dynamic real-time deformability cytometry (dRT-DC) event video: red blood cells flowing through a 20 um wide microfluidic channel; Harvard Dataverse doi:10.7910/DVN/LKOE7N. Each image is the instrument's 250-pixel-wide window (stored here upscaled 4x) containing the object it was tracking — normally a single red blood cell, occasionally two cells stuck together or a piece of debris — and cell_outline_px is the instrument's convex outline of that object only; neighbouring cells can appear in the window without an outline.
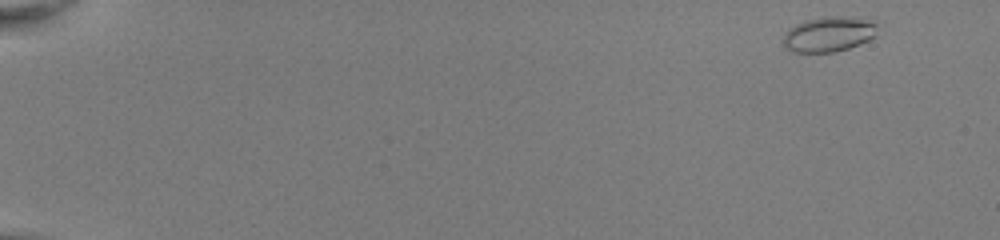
{"species": "common noctule bat (a hibernating species)", "species_latin": "Nyctalus noctula", "temperature_condition": "room temperature", "stored_images_in_passage": 49, "camera_frame_rate_fps": 3000, "um_per_image_px": 0.085, "animal": {"sex": "female", "body_mass_g": 22.0, "forearm_length_mm": 56.7}, "frame": {"image": 1, "passage_image": 1, "time_ms": 0.0, "image_size_px": [1000, 240], "cell_outline_px": [[876, 36], [868, 40], [848, 48], [836, 52], [792, 52], [784, 44], [784, 36], [788, 28], [804, 20], [824, 16], [852, 16], [876, 24]], "centroid_in_image_um": [70.42, 2.9], "position_along_channel_um": 14.6, "area_um2": 19.19}}
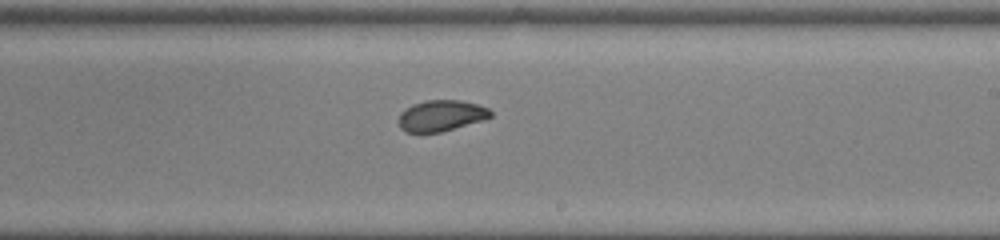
{"frame": {"image": 2, "passage_image": 31, "time_ms": 10.0, "image_size_px": [1000, 240], "cell_outline_px": [[492, 116], [484, 120], [440, 132], [404, 132], [400, 128], [400, 112], [404, 108], [412, 104], [424, 100], [460, 100], [476, 104], [488, 108], [492, 112]], "centroid_in_image_um": [37.49, 9.82], "position_along_channel_um": 251.5, "area_um2": 16.65}}
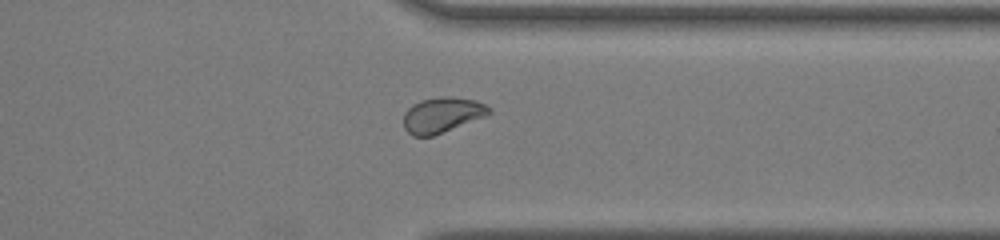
{"frame": {"image": 3, "passage_image": 40, "time_ms": 13.0, "image_size_px": [1000, 240], "cell_outline_px": [[492, 112], [488, 116], [432, 136], [412, 136], [404, 128], [404, 112], [412, 104], [420, 100], [440, 96], [448, 96], [476, 100], [492, 108]], "centroid_in_image_um": [37.6, 9.76], "position_along_channel_um": 373.8, "area_um2": 17.86}, "authors_computed_cell_mechanics": {"area_um2": 17.918, "velocity_mm_per_s": 4.0491, "shape_relaxation_time_tau1_ms": 7.9797, "shape_relaxation_time_tau2_ms": 1.1239, "deformation_change_tau1": 0.1618, "deformation_change_tau2": 0.0529}}